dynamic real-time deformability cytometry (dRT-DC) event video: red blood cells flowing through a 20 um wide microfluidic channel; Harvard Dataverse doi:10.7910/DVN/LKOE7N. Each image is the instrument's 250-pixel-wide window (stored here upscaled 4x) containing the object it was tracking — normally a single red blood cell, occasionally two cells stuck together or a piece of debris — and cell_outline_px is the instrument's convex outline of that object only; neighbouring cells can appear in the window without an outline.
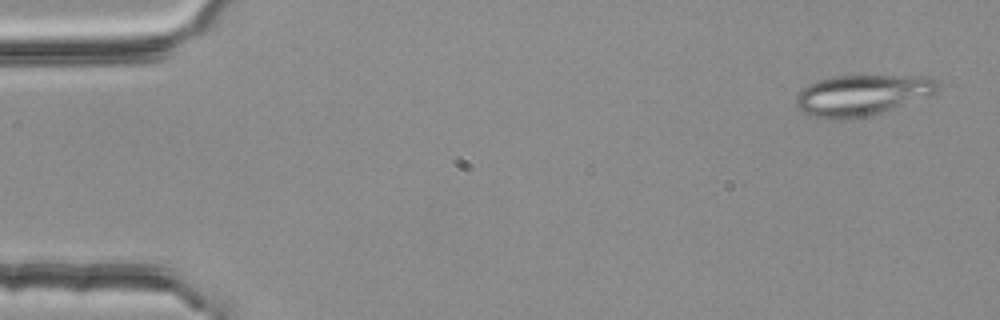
{"species": "common noctule bat (a hibernating species)", "species_latin": "Nyctalus noctula", "temperature_condition": "room temperature", "stored_images_in_passage": 4, "segment_of_instrument_passage": [1, 2], "camera_frame_rate_fps": 3000, "um_per_image_px": 0.085, "animal": {"sex": "female", "body_mass_g": 25.1}, "frame": {"image": 1, "passage_image": 1, "time_ms": 0.0, "image_size_px": [1000, 320], "cell_outline_px": [[940, 88], [936, 92], [928, 96], [868, 116], [848, 120], [840, 120], [816, 116], [800, 112], [796, 108], [796, 96], [808, 84], [832, 76], [912, 76], [932, 80], [940, 84]], "centroid_in_image_um": [73.2, 8.1], "position_along_channel_um": 11.8, "area_um2": 33.18}}